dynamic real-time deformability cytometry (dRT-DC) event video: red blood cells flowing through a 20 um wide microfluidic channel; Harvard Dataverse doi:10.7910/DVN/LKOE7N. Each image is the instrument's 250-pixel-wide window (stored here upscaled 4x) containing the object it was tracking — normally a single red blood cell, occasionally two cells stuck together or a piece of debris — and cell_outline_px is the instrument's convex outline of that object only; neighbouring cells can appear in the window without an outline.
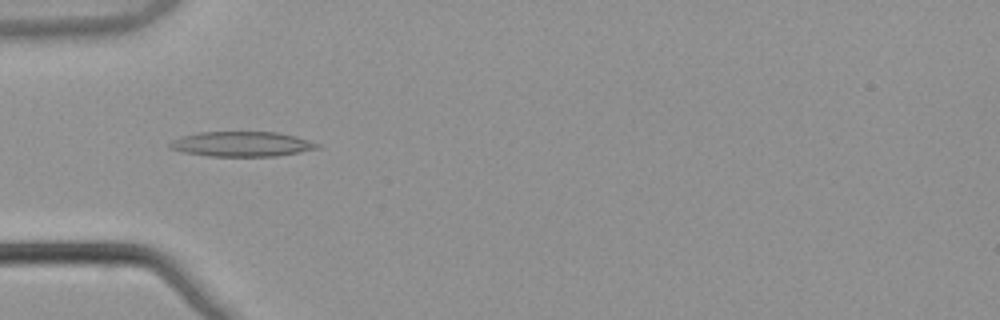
{"species": "common noctule bat (a hibernating species)", "species_latin": "Nyctalus noctula", "temperature_condition": "warm", "stored_images_in_passage": 5, "camera_frame_rate_fps": 3000, "um_per_image_px": 0.085, "animal": {"sex": "male", "body_mass_g": 21.5, "forearm_length_mm": 52.0}, "frame": {"image": 1, "passage_image": 5, "time_ms": 1.333, "image_size_px": [1000, 320], "cell_outline_px": [[320, 148], [300, 152], [276, 156], [208, 156], [184, 152], [168, 148], [168, 144], [172, 140], [180, 136], [200, 132], [276, 132], [296, 136], [320, 144]], "centroid_in_image_um": [20.53, 12.24], "position_along_channel_um": 64.5, "area_um2": 21.5}}